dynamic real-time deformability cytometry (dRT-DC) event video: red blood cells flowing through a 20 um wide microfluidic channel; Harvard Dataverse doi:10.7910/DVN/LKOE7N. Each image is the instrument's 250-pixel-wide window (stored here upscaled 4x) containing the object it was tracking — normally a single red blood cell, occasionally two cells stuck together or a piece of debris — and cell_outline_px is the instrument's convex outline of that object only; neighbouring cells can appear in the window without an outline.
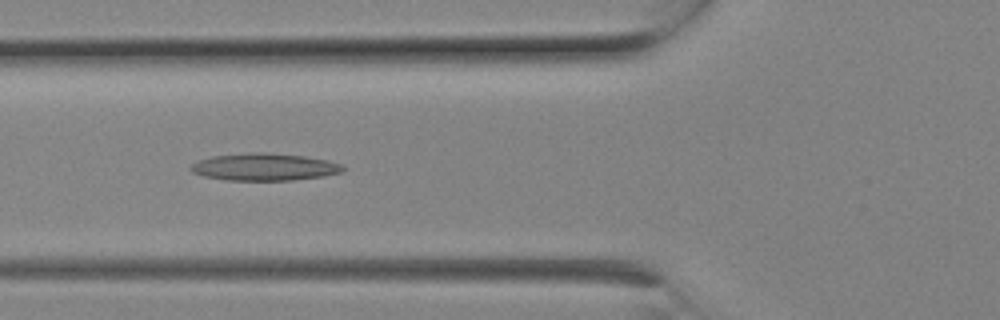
{"species": "Egyptian fruit bat (a non-hibernating species)", "species_latin": "Rousettus aegyptiacus", "temperature_condition": "room temperature", "stored_images_in_passage": 8, "camera_frame_rate_fps": 3000, "um_per_image_px": 0.085, "animal": {"sex": "female"}, "frame": {"image": 1, "passage_image": 7, "time_ms": 2.0, "image_size_px": [1000, 320], "cell_outline_px": [[344, 168], [340, 172], [324, 176], [292, 180], [228, 180], [204, 176], [192, 172], [188, 168], [192, 164], [200, 160], [212, 156], [248, 152], [268, 152], [304, 156], [328, 160], [340, 164]], "centroid_in_image_um": [22.45, 14.18], "position_along_channel_um": 103.4, "area_um2": 24.1}}
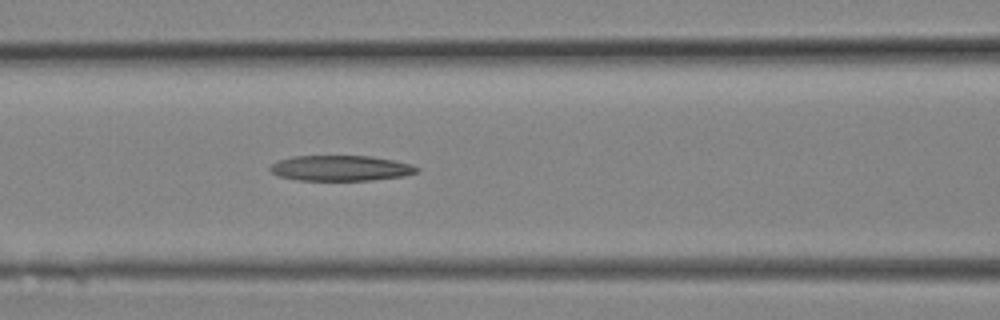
{"frame": {"image": 2, "passage_image": 8, "time_ms": 2.333, "image_size_px": [1000, 320], "cell_outline_px": [[420, 168], [416, 172], [404, 176], [372, 180], [300, 180], [280, 176], [272, 172], [268, 168], [276, 160], [292, 156], [372, 156], [392, 160], [408, 164]], "centroid_in_image_um": [28.92, 14.29], "position_along_channel_um": 137.7, "area_um2": 21.62}}